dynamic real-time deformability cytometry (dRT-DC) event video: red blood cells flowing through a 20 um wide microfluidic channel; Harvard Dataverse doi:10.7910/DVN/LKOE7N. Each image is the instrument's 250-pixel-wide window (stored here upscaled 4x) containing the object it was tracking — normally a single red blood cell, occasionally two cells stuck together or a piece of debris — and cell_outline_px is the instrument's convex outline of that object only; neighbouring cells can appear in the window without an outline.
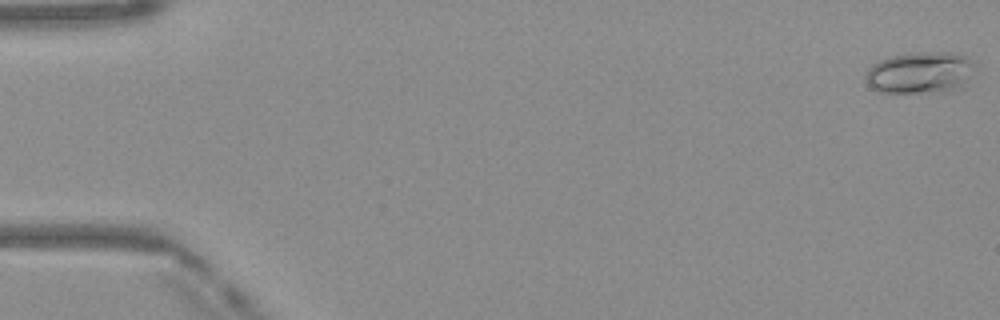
{"species": "Egyptian fruit bat (a non-hibernating species)", "species_latin": "Rousettus aegyptiacus", "temperature_condition": "warm", "stored_images_in_passage": 50, "camera_frame_rate_fps": 3000, "um_per_image_px": 0.085, "frame": {"image": 1, "passage_image": 1, "time_ms": 0.0, "image_size_px": [1000, 320], "cell_outline_px": [[972, 64], [964, 88], [944, 92], [880, 92], [872, 88], [868, 84], [864, 76], [868, 68], [872, 64], [880, 60], [892, 56], [912, 52], [956, 52], [964, 56]], "centroid_in_image_um": [78.16, 6.18], "position_along_channel_um": 6.8, "area_um2": 26.41}}
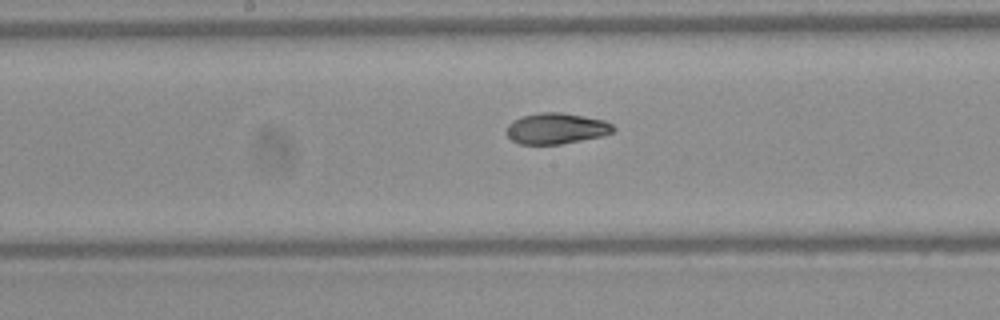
{"frame": {"image": 2, "passage_image": 26, "time_ms": 8.333, "image_size_px": [1000, 320], "cell_outline_px": [[616, 128], [612, 132], [600, 136], [560, 144], [520, 144], [512, 140], [508, 136], [508, 124], [512, 120], [524, 116], [540, 112], [560, 112], [584, 116], [604, 120], [612, 124]], "centroid_in_image_um": [47.28, 10.91], "position_along_channel_um": 200.9, "area_um2": 19.02}}
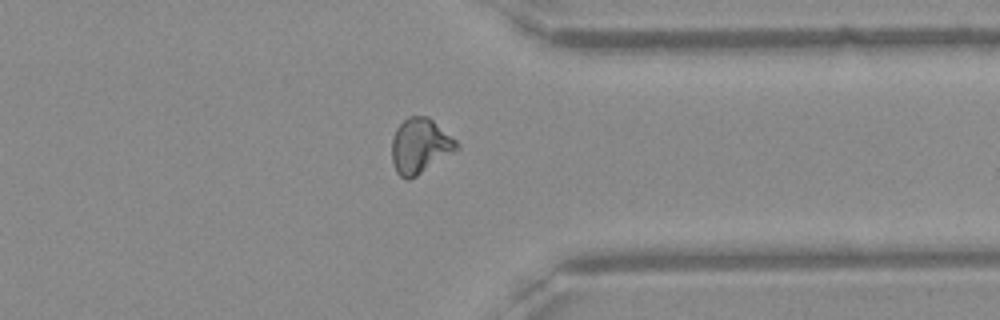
{"frame": {"image": 3, "passage_image": 39, "time_ms": 12.667, "image_size_px": [1000, 320], "cell_outline_px": [[460, 148], [416, 176], [408, 180], [400, 176], [396, 172], [392, 164], [392, 140], [396, 128], [408, 116], [428, 116], [456, 140], [460, 144]], "centroid_in_image_um": [35.7, 12.4], "position_along_channel_um": 375.7, "area_um2": 20.75}, "authors_computed_cell_mechanics": {"area_um2": 20.0277, "velocity_mm_per_s": 4.1254, "shape_relaxation_time_tau1_ms": 7.1327, "shape_relaxation_time_tau2_ms": 1.4971, "deformation_change_tau1": 0.2272, "deformation_change_tau2": 0.067}}